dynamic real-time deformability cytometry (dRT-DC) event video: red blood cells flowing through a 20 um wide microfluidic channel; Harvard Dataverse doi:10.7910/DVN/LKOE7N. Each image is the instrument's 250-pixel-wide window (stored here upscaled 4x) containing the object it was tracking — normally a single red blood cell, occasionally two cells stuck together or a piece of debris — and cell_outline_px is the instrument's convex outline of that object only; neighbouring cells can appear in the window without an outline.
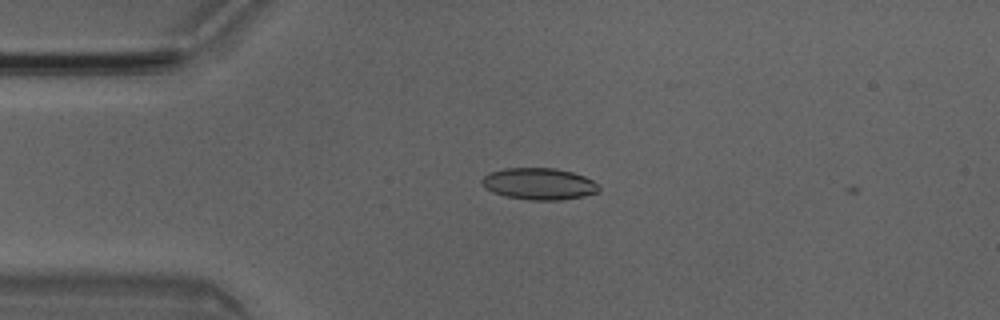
{"species": "Egyptian fruit bat (a non-hibernating species)", "species_latin": "Rousettus aegyptiacus", "temperature_condition": "room temperature", "stored_images_in_passage": 2, "camera_frame_rate_fps": 3000, "um_per_image_px": 0.085, "animal": {"sex": "male"}, "frame": {"image": 1, "passage_image": 1, "time_ms": 0.0, "image_size_px": [1000, 320], "cell_outline_px": [[600, 192], [584, 196], [560, 200], [528, 200], [504, 196], [492, 192], [484, 188], [480, 184], [480, 180], [488, 172], [504, 168], [556, 168], [572, 172], [584, 176], [600, 184]], "centroid_in_image_um": [45.8, 15.63], "position_along_channel_um": 39.2, "area_um2": 22.02}}